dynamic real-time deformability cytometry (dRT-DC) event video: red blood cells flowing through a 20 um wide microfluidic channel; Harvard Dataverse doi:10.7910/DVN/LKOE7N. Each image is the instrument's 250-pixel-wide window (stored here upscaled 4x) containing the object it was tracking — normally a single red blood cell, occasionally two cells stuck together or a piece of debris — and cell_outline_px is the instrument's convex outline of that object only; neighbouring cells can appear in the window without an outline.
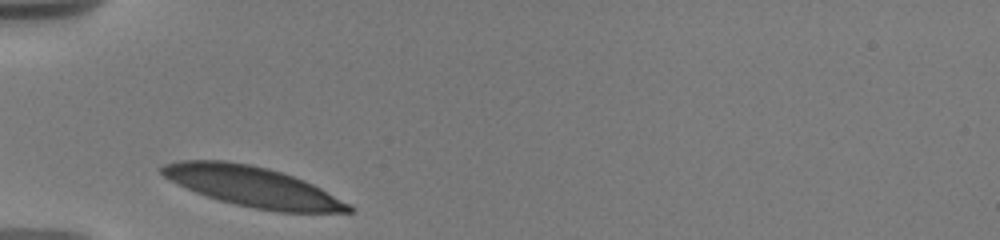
{"species": "human", "species_latin": "Homo sapiens", "temperature_condition": "warm", "stored_images_in_passage": 45, "camera_frame_rate_fps": 3000, "um_per_image_px": 0.085, "donor": {"sex": "male"}, "frame": {"image": 1, "passage_image": 1, "time_ms": 0.0, "image_size_px": [1000, 240], "cell_outline_px": [[356, 212], [276, 212], [236, 204], [220, 200], [196, 192], [164, 176], [160, 172], [160, 168], [164, 164], [180, 160], [224, 160], [248, 164], [268, 168], [304, 180], [352, 204], [356, 208]], "centroid_in_image_um": [21.54, 15.87], "position_along_channel_um": 63.5, "area_um2": 43.29}}
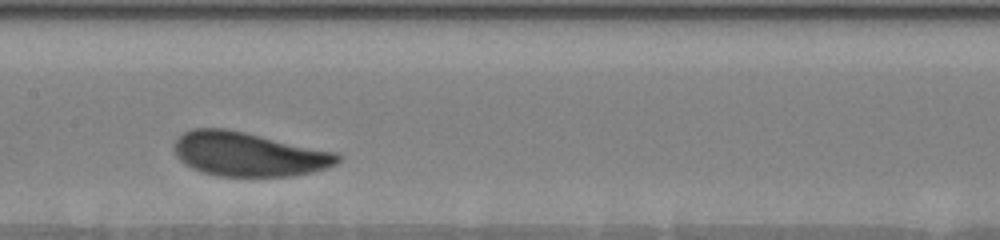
{"frame": {"image": 2, "passage_image": 20, "time_ms": 3.667, "image_size_px": [1000, 240], "cell_outline_px": [[340, 160], [336, 164], [328, 168], [312, 172], [292, 176], [220, 176], [204, 172], [192, 168], [184, 164], [176, 156], [172, 148], [172, 144], [176, 136], [192, 128], [224, 128], [244, 132], [336, 152], [340, 156]], "centroid_in_image_um": [21.08, 13.1], "position_along_channel_um": 186.3, "area_um2": 42.19}}
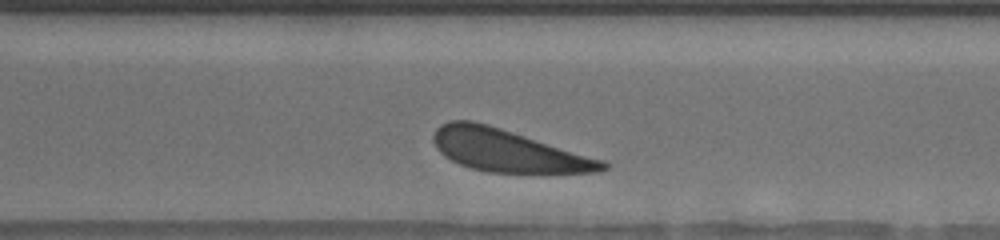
{"frame": {"image": 3, "passage_image": 38, "time_ms": 7.667, "image_size_px": [1000, 240], "cell_outline_px": [[608, 168], [600, 172], [488, 172], [472, 168], [460, 164], [444, 156], [436, 148], [432, 140], [432, 136], [436, 128], [440, 124], [448, 120], [472, 120], [488, 124], [604, 160], [608, 164]], "centroid_in_image_um": [43.12, 12.78], "position_along_channel_um": 327.5, "area_um2": 41.38}, "authors_computed_cell_mechanics": {"area_um2": 42.0784, "velocity_mm_per_s": 3.5407, "shape_relaxation_time_tau1_ms": 1.6907, "shape_relaxation_time_tau2_ms": null, "deformation_change_tau1": 0.0847, "deformation_change_tau2": null}}